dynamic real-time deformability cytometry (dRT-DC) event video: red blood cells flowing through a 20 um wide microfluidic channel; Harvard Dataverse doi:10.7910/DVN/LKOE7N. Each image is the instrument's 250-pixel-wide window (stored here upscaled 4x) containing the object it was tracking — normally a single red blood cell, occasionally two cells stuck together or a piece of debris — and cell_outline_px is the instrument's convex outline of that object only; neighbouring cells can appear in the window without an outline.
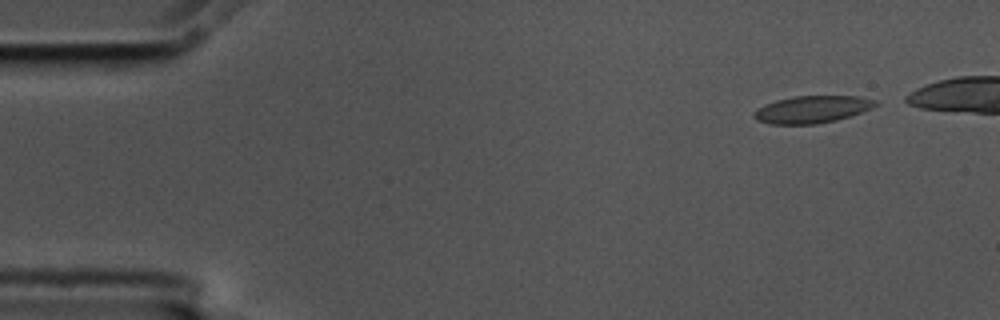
{"species": "common noctule bat (a hibernating species)", "species_latin": "Nyctalus noctula", "temperature_condition": "cold", "stored_images_in_passage": 18, "camera_frame_rate_fps": 3000, "um_per_image_px": 0.085, "animal": {"sex": "male", "body_mass_g": 17.5, "forearm_length_mm": 52.3}, "frame": {"image": 1, "passage_image": 3, "time_ms": 0.667, "image_size_px": [1000, 320], "cell_outline_px": [[880, 104], [872, 108], [836, 120], [816, 124], [768, 124], [756, 120], [752, 116], [752, 112], [764, 104], [776, 100], [792, 96], [856, 96], [876, 100]], "centroid_in_image_um": [68.98, 9.3], "position_along_channel_um": 16.0, "area_um2": 19.36}}